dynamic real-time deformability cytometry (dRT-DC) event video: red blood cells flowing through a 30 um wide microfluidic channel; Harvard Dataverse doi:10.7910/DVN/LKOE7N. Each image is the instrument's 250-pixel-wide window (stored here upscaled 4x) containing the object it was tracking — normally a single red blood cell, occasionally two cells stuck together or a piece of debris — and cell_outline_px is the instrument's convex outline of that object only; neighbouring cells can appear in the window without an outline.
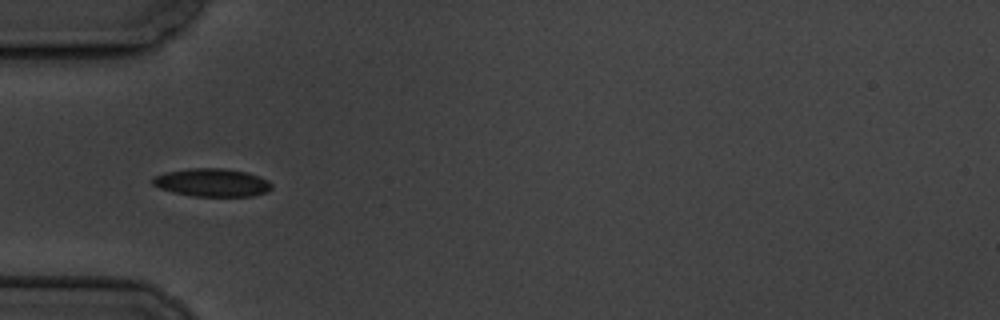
{"species": "common noctule bat (a hibernating species)", "species_latin": "Nyctalus noctula", "temperature_condition": "cold", "stored_images_in_passage": 9, "camera_frame_rate_fps": 3000, "um_per_image_px": 0.085, "animal": {"sex": "male", "body_mass_g": 19.5, "forearm_length_mm": 54.6}, "frame": {"image": 1, "passage_image": 6, "time_ms": 6.0, "image_size_px": [1000, 320], "cell_outline_px": [[272, 188], [268, 192], [252, 196], [192, 196], [172, 192], [160, 188], [152, 184], [152, 176], [164, 172], [192, 168], [224, 168], [248, 172], [260, 176], [268, 180], [272, 184]], "centroid_in_image_um": [18.03, 15.51], "position_along_channel_um": 67.0, "area_um2": 19.71}}
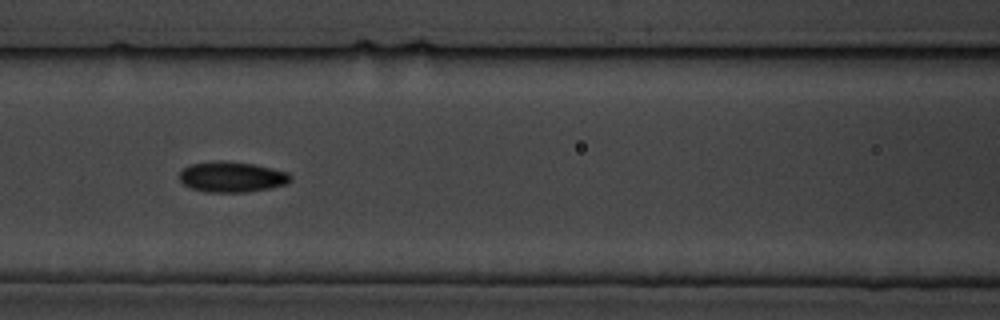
{"frame": {"image": 2, "passage_image": 8, "time_ms": 8.333, "image_size_px": [1000, 320], "cell_outline_px": [[292, 180], [288, 184], [268, 188], [244, 192], [204, 192], [192, 188], [184, 184], [180, 180], [180, 172], [184, 168], [192, 164], [216, 160], [224, 160], [252, 164], [272, 168], [288, 172], [292, 176]], "centroid_in_image_um": [19.73, 15.03], "position_along_channel_um": 146.9, "area_um2": 19.77}}
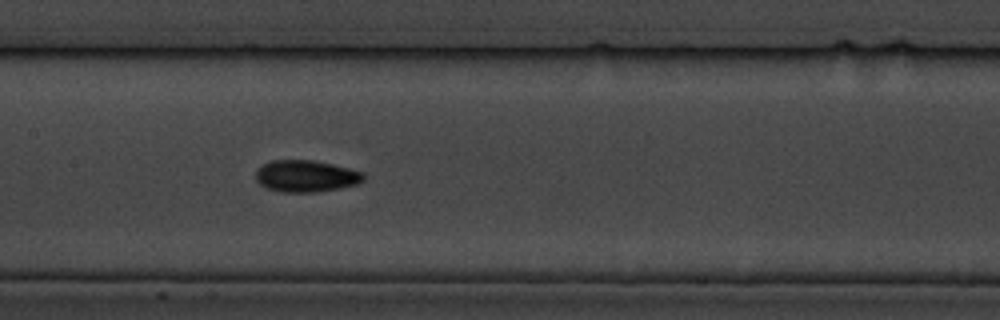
{"frame": {"image": 3, "passage_image": 9, "time_ms": 9.333, "image_size_px": [1000, 320], "cell_outline_px": [[364, 180], [356, 184], [316, 192], [280, 192], [264, 188], [256, 180], [256, 172], [264, 164], [272, 160], [312, 160], [332, 164], [364, 172]], "centroid_in_image_um": [25.98, 14.97], "position_along_channel_um": 181.4, "area_um2": 19.83}}